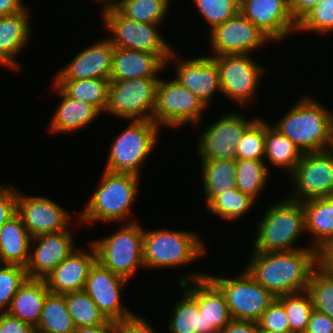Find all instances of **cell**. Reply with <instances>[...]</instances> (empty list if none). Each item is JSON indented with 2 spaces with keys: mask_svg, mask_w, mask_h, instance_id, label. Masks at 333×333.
Here are the masks:
<instances>
[{
  "mask_svg": "<svg viewBox=\"0 0 333 333\" xmlns=\"http://www.w3.org/2000/svg\"><path fill=\"white\" fill-rule=\"evenodd\" d=\"M244 269L274 297L307 290L317 267V250L311 246L280 252L253 251Z\"/></svg>",
  "mask_w": 333,
  "mask_h": 333,
  "instance_id": "1",
  "label": "cell"
},
{
  "mask_svg": "<svg viewBox=\"0 0 333 333\" xmlns=\"http://www.w3.org/2000/svg\"><path fill=\"white\" fill-rule=\"evenodd\" d=\"M273 126L302 153L321 152L331 146L333 113L316 99L303 96Z\"/></svg>",
  "mask_w": 333,
  "mask_h": 333,
  "instance_id": "2",
  "label": "cell"
},
{
  "mask_svg": "<svg viewBox=\"0 0 333 333\" xmlns=\"http://www.w3.org/2000/svg\"><path fill=\"white\" fill-rule=\"evenodd\" d=\"M100 183L76 219L80 223L124 221L130 214L137 196L140 177L130 173L104 170Z\"/></svg>",
  "mask_w": 333,
  "mask_h": 333,
  "instance_id": "3",
  "label": "cell"
},
{
  "mask_svg": "<svg viewBox=\"0 0 333 333\" xmlns=\"http://www.w3.org/2000/svg\"><path fill=\"white\" fill-rule=\"evenodd\" d=\"M253 251L280 252L298 248V240L305 233V212L301 202L284 198L269 206L257 223ZM296 246V247H294Z\"/></svg>",
  "mask_w": 333,
  "mask_h": 333,
  "instance_id": "4",
  "label": "cell"
},
{
  "mask_svg": "<svg viewBox=\"0 0 333 333\" xmlns=\"http://www.w3.org/2000/svg\"><path fill=\"white\" fill-rule=\"evenodd\" d=\"M194 232L144 230V268L161 269L188 265L206 252L205 243Z\"/></svg>",
  "mask_w": 333,
  "mask_h": 333,
  "instance_id": "5",
  "label": "cell"
},
{
  "mask_svg": "<svg viewBox=\"0 0 333 333\" xmlns=\"http://www.w3.org/2000/svg\"><path fill=\"white\" fill-rule=\"evenodd\" d=\"M160 129L152 120H131L112 141L104 170L141 177L140 168L154 150Z\"/></svg>",
  "mask_w": 333,
  "mask_h": 333,
  "instance_id": "6",
  "label": "cell"
},
{
  "mask_svg": "<svg viewBox=\"0 0 333 333\" xmlns=\"http://www.w3.org/2000/svg\"><path fill=\"white\" fill-rule=\"evenodd\" d=\"M143 236L144 228L135 219L104 239L91 241L97 261L126 280L131 279L138 268L144 267Z\"/></svg>",
  "mask_w": 333,
  "mask_h": 333,
  "instance_id": "7",
  "label": "cell"
},
{
  "mask_svg": "<svg viewBox=\"0 0 333 333\" xmlns=\"http://www.w3.org/2000/svg\"><path fill=\"white\" fill-rule=\"evenodd\" d=\"M101 18L104 27L112 33L108 39L114 47L156 54L166 66L177 56L172 45L160 35V25L128 19L117 9L105 12Z\"/></svg>",
  "mask_w": 333,
  "mask_h": 333,
  "instance_id": "8",
  "label": "cell"
},
{
  "mask_svg": "<svg viewBox=\"0 0 333 333\" xmlns=\"http://www.w3.org/2000/svg\"><path fill=\"white\" fill-rule=\"evenodd\" d=\"M240 273L234 278L206 276L224 295L232 319L257 322L276 297L246 269Z\"/></svg>",
  "mask_w": 333,
  "mask_h": 333,
  "instance_id": "9",
  "label": "cell"
},
{
  "mask_svg": "<svg viewBox=\"0 0 333 333\" xmlns=\"http://www.w3.org/2000/svg\"><path fill=\"white\" fill-rule=\"evenodd\" d=\"M160 78H138L110 81L105 113L129 121L152 120Z\"/></svg>",
  "mask_w": 333,
  "mask_h": 333,
  "instance_id": "10",
  "label": "cell"
},
{
  "mask_svg": "<svg viewBox=\"0 0 333 333\" xmlns=\"http://www.w3.org/2000/svg\"><path fill=\"white\" fill-rule=\"evenodd\" d=\"M216 62L221 84V94L240 106L257 102L256 92L265 67L259 65L251 54L210 56ZM255 95V96H254Z\"/></svg>",
  "mask_w": 333,
  "mask_h": 333,
  "instance_id": "11",
  "label": "cell"
},
{
  "mask_svg": "<svg viewBox=\"0 0 333 333\" xmlns=\"http://www.w3.org/2000/svg\"><path fill=\"white\" fill-rule=\"evenodd\" d=\"M206 111L205 105L176 79H159L153 121L171 128L188 123L198 126Z\"/></svg>",
  "mask_w": 333,
  "mask_h": 333,
  "instance_id": "12",
  "label": "cell"
},
{
  "mask_svg": "<svg viewBox=\"0 0 333 333\" xmlns=\"http://www.w3.org/2000/svg\"><path fill=\"white\" fill-rule=\"evenodd\" d=\"M290 179L295 189V194L288 196L290 200L303 203L333 196V153H303Z\"/></svg>",
  "mask_w": 333,
  "mask_h": 333,
  "instance_id": "13",
  "label": "cell"
},
{
  "mask_svg": "<svg viewBox=\"0 0 333 333\" xmlns=\"http://www.w3.org/2000/svg\"><path fill=\"white\" fill-rule=\"evenodd\" d=\"M212 55L251 54L272 40L240 11L209 32Z\"/></svg>",
  "mask_w": 333,
  "mask_h": 333,
  "instance_id": "14",
  "label": "cell"
},
{
  "mask_svg": "<svg viewBox=\"0 0 333 333\" xmlns=\"http://www.w3.org/2000/svg\"><path fill=\"white\" fill-rule=\"evenodd\" d=\"M240 112L224 114L201 133L196 144L201 160H236L237 145L244 130L256 119L247 120Z\"/></svg>",
  "mask_w": 333,
  "mask_h": 333,
  "instance_id": "15",
  "label": "cell"
},
{
  "mask_svg": "<svg viewBox=\"0 0 333 333\" xmlns=\"http://www.w3.org/2000/svg\"><path fill=\"white\" fill-rule=\"evenodd\" d=\"M127 281L96 260L90 267L84 291L106 319L115 322L134 314L121 301V291Z\"/></svg>",
  "mask_w": 333,
  "mask_h": 333,
  "instance_id": "16",
  "label": "cell"
},
{
  "mask_svg": "<svg viewBox=\"0 0 333 333\" xmlns=\"http://www.w3.org/2000/svg\"><path fill=\"white\" fill-rule=\"evenodd\" d=\"M17 214L33 238L69 229L72 215L57 202L44 196H26L18 190Z\"/></svg>",
  "mask_w": 333,
  "mask_h": 333,
  "instance_id": "17",
  "label": "cell"
},
{
  "mask_svg": "<svg viewBox=\"0 0 333 333\" xmlns=\"http://www.w3.org/2000/svg\"><path fill=\"white\" fill-rule=\"evenodd\" d=\"M206 275L196 272L189 276L190 280L179 278L177 284L198 303L199 311L204 314L206 333H218L232 317L224 295Z\"/></svg>",
  "mask_w": 333,
  "mask_h": 333,
  "instance_id": "18",
  "label": "cell"
},
{
  "mask_svg": "<svg viewBox=\"0 0 333 333\" xmlns=\"http://www.w3.org/2000/svg\"><path fill=\"white\" fill-rule=\"evenodd\" d=\"M239 11L274 42L297 30L288 0H240Z\"/></svg>",
  "mask_w": 333,
  "mask_h": 333,
  "instance_id": "19",
  "label": "cell"
},
{
  "mask_svg": "<svg viewBox=\"0 0 333 333\" xmlns=\"http://www.w3.org/2000/svg\"><path fill=\"white\" fill-rule=\"evenodd\" d=\"M72 234L68 229L33 237L30 242L29 260L25 266L28 278L45 280L75 249ZM33 242L37 243L35 250L31 249Z\"/></svg>",
  "mask_w": 333,
  "mask_h": 333,
  "instance_id": "20",
  "label": "cell"
},
{
  "mask_svg": "<svg viewBox=\"0 0 333 333\" xmlns=\"http://www.w3.org/2000/svg\"><path fill=\"white\" fill-rule=\"evenodd\" d=\"M114 46L107 38L88 46L57 72L54 80L109 79Z\"/></svg>",
  "mask_w": 333,
  "mask_h": 333,
  "instance_id": "21",
  "label": "cell"
},
{
  "mask_svg": "<svg viewBox=\"0 0 333 333\" xmlns=\"http://www.w3.org/2000/svg\"><path fill=\"white\" fill-rule=\"evenodd\" d=\"M174 78L208 108L216 91L221 92L219 72L212 57L200 56L175 62Z\"/></svg>",
  "mask_w": 333,
  "mask_h": 333,
  "instance_id": "22",
  "label": "cell"
},
{
  "mask_svg": "<svg viewBox=\"0 0 333 333\" xmlns=\"http://www.w3.org/2000/svg\"><path fill=\"white\" fill-rule=\"evenodd\" d=\"M89 244L90 252L75 248L45 278L50 293L63 295L84 290L90 267L97 260L95 246L92 242Z\"/></svg>",
  "mask_w": 333,
  "mask_h": 333,
  "instance_id": "23",
  "label": "cell"
},
{
  "mask_svg": "<svg viewBox=\"0 0 333 333\" xmlns=\"http://www.w3.org/2000/svg\"><path fill=\"white\" fill-rule=\"evenodd\" d=\"M28 7L12 15L0 17V66L18 72L17 56L30 41L31 25Z\"/></svg>",
  "mask_w": 333,
  "mask_h": 333,
  "instance_id": "24",
  "label": "cell"
},
{
  "mask_svg": "<svg viewBox=\"0 0 333 333\" xmlns=\"http://www.w3.org/2000/svg\"><path fill=\"white\" fill-rule=\"evenodd\" d=\"M165 67L166 64L156 54L114 47L109 80L160 78L157 74Z\"/></svg>",
  "mask_w": 333,
  "mask_h": 333,
  "instance_id": "25",
  "label": "cell"
},
{
  "mask_svg": "<svg viewBox=\"0 0 333 333\" xmlns=\"http://www.w3.org/2000/svg\"><path fill=\"white\" fill-rule=\"evenodd\" d=\"M52 86L62 100L50 120L49 131L51 133L79 131L91 124L102 113L93 105L67 97L54 83Z\"/></svg>",
  "mask_w": 333,
  "mask_h": 333,
  "instance_id": "26",
  "label": "cell"
},
{
  "mask_svg": "<svg viewBox=\"0 0 333 333\" xmlns=\"http://www.w3.org/2000/svg\"><path fill=\"white\" fill-rule=\"evenodd\" d=\"M49 293L44 279L27 278L13 297L7 312L35 328L40 321L44 302Z\"/></svg>",
  "mask_w": 333,
  "mask_h": 333,
  "instance_id": "27",
  "label": "cell"
},
{
  "mask_svg": "<svg viewBox=\"0 0 333 333\" xmlns=\"http://www.w3.org/2000/svg\"><path fill=\"white\" fill-rule=\"evenodd\" d=\"M305 212V233L313 237L315 250L333 239V196L308 200L302 203Z\"/></svg>",
  "mask_w": 333,
  "mask_h": 333,
  "instance_id": "28",
  "label": "cell"
},
{
  "mask_svg": "<svg viewBox=\"0 0 333 333\" xmlns=\"http://www.w3.org/2000/svg\"><path fill=\"white\" fill-rule=\"evenodd\" d=\"M32 237L16 213L0 228V249L6 264L25 267L29 260Z\"/></svg>",
  "mask_w": 333,
  "mask_h": 333,
  "instance_id": "29",
  "label": "cell"
},
{
  "mask_svg": "<svg viewBox=\"0 0 333 333\" xmlns=\"http://www.w3.org/2000/svg\"><path fill=\"white\" fill-rule=\"evenodd\" d=\"M202 187L206 205L218 195L236 187V160H201Z\"/></svg>",
  "mask_w": 333,
  "mask_h": 333,
  "instance_id": "30",
  "label": "cell"
},
{
  "mask_svg": "<svg viewBox=\"0 0 333 333\" xmlns=\"http://www.w3.org/2000/svg\"><path fill=\"white\" fill-rule=\"evenodd\" d=\"M303 153L273 125L265 121V158L274 167L285 169L290 175L301 160ZM287 171V172H286Z\"/></svg>",
  "mask_w": 333,
  "mask_h": 333,
  "instance_id": "31",
  "label": "cell"
},
{
  "mask_svg": "<svg viewBox=\"0 0 333 333\" xmlns=\"http://www.w3.org/2000/svg\"><path fill=\"white\" fill-rule=\"evenodd\" d=\"M69 98L83 101L105 112L108 103L109 79L54 80Z\"/></svg>",
  "mask_w": 333,
  "mask_h": 333,
  "instance_id": "32",
  "label": "cell"
},
{
  "mask_svg": "<svg viewBox=\"0 0 333 333\" xmlns=\"http://www.w3.org/2000/svg\"><path fill=\"white\" fill-rule=\"evenodd\" d=\"M35 329L44 333H74L76 326L67 310L65 296L49 293Z\"/></svg>",
  "mask_w": 333,
  "mask_h": 333,
  "instance_id": "33",
  "label": "cell"
},
{
  "mask_svg": "<svg viewBox=\"0 0 333 333\" xmlns=\"http://www.w3.org/2000/svg\"><path fill=\"white\" fill-rule=\"evenodd\" d=\"M184 296L175 305L168 325L170 333H206L203 312L198 303L183 290Z\"/></svg>",
  "mask_w": 333,
  "mask_h": 333,
  "instance_id": "34",
  "label": "cell"
},
{
  "mask_svg": "<svg viewBox=\"0 0 333 333\" xmlns=\"http://www.w3.org/2000/svg\"><path fill=\"white\" fill-rule=\"evenodd\" d=\"M269 169L264 160L236 159V188L257 201L269 179Z\"/></svg>",
  "mask_w": 333,
  "mask_h": 333,
  "instance_id": "35",
  "label": "cell"
},
{
  "mask_svg": "<svg viewBox=\"0 0 333 333\" xmlns=\"http://www.w3.org/2000/svg\"><path fill=\"white\" fill-rule=\"evenodd\" d=\"M67 310L71 315L76 328L96 325H113L99 311L96 303L84 291H75L63 294Z\"/></svg>",
  "mask_w": 333,
  "mask_h": 333,
  "instance_id": "36",
  "label": "cell"
},
{
  "mask_svg": "<svg viewBox=\"0 0 333 333\" xmlns=\"http://www.w3.org/2000/svg\"><path fill=\"white\" fill-rule=\"evenodd\" d=\"M255 202L253 198L234 187L212 199L205 207L211 215L213 213L227 221H234L247 214Z\"/></svg>",
  "mask_w": 333,
  "mask_h": 333,
  "instance_id": "37",
  "label": "cell"
},
{
  "mask_svg": "<svg viewBox=\"0 0 333 333\" xmlns=\"http://www.w3.org/2000/svg\"><path fill=\"white\" fill-rule=\"evenodd\" d=\"M170 4L171 0H122L117 10L128 19L160 25Z\"/></svg>",
  "mask_w": 333,
  "mask_h": 333,
  "instance_id": "38",
  "label": "cell"
},
{
  "mask_svg": "<svg viewBox=\"0 0 333 333\" xmlns=\"http://www.w3.org/2000/svg\"><path fill=\"white\" fill-rule=\"evenodd\" d=\"M287 314L291 333H304L313 312V303L307 291L282 295L276 298Z\"/></svg>",
  "mask_w": 333,
  "mask_h": 333,
  "instance_id": "39",
  "label": "cell"
},
{
  "mask_svg": "<svg viewBox=\"0 0 333 333\" xmlns=\"http://www.w3.org/2000/svg\"><path fill=\"white\" fill-rule=\"evenodd\" d=\"M306 291L311 297L313 308L333 319V277L317 266Z\"/></svg>",
  "mask_w": 333,
  "mask_h": 333,
  "instance_id": "40",
  "label": "cell"
},
{
  "mask_svg": "<svg viewBox=\"0 0 333 333\" xmlns=\"http://www.w3.org/2000/svg\"><path fill=\"white\" fill-rule=\"evenodd\" d=\"M236 159L264 160L265 121L256 118L243 132L237 145Z\"/></svg>",
  "mask_w": 333,
  "mask_h": 333,
  "instance_id": "41",
  "label": "cell"
},
{
  "mask_svg": "<svg viewBox=\"0 0 333 333\" xmlns=\"http://www.w3.org/2000/svg\"><path fill=\"white\" fill-rule=\"evenodd\" d=\"M323 35L333 31V0H322L310 9L298 22L297 30ZM333 33V32H332Z\"/></svg>",
  "mask_w": 333,
  "mask_h": 333,
  "instance_id": "42",
  "label": "cell"
},
{
  "mask_svg": "<svg viewBox=\"0 0 333 333\" xmlns=\"http://www.w3.org/2000/svg\"><path fill=\"white\" fill-rule=\"evenodd\" d=\"M28 278L26 269L15 264L0 266V312H7L20 286Z\"/></svg>",
  "mask_w": 333,
  "mask_h": 333,
  "instance_id": "43",
  "label": "cell"
},
{
  "mask_svg": "<svg viewBox=\"0 0 333 333\" xmlns=\"http://www.w3.org/2000/svg\"><path fill=\"white\" fill-rule=\"evenodd\" d=\"M212 30L239 12L240 0H193Z\"/></svg>",
  "mask_w": 333,
  "mask_h": 333,
  "instance_id": "44",
  "label": "cell"
},
{
  "mask_svg": "<svg viewBox=\"0 0 333 333\" xmlns=\"http://www.w3.org/2000/svg\"><path fill=\"white\" fill-rule=\"evenodd\" d=\"M260 329L290 331L284 306L275 298L257 321Z\"/></svg>",
  "mask_w": 333,
  "mask_h": 333,
  "instance_id": "45",
  "label": "cell"
},
{
  "mask_svg": "<svg viewBox=\"0 0 333 333\" xmlns=\"http://www.w3.org/2000/svg\"><path fill=\"white\" fill-rule=\"evenodd\" d=\"M18 189L8 183L0 185V228L17 213Z\"/></svg>",
  "mask_w": 333,
  "mask_h": 333,
  "instance_id": "46",
  "label": "cell"
},
{
  "mask_svg": "<svg viewBox=\"0 0 333 333\" xmlns=\"http://www.w3.org/2000/svg\"><path fill=\"white\" fill-rule=\"evenodd\" d=\"M150 325L144 317L141 318L134 313L125 319L115 321L113 331L114 333H157L156 329Z\"/></svg>",
  "mask_w": 333,
  "mask_h": 333,
  "instance_id": "47",
  "label": "cell"
},
{
  "mask_svg": "<svg viewBox=\"0 0 333 333\" xmlns=\"http://www.w3.org/2000/svg\"><path fill=\"white\" fill-rule=\"evenodd\" d=\"M35 328L11 316L8 312H0V333H32Z\"/></svg>",
  "mask_w": 333,
  "mask_h": 333,
  "instance_id": "48",
  "label": "cell"
},
{
  "mask_svg": "<svg viewBox=\"0 0 333 333\" xmlns=\"http://www.w3.org/2000/svg\"><path fill=\"white\" fill-rule=\"evenodd\" d=\"M304 333H333V319L313 309Z\"/></svg>",
  "mask_w": 333,
  "mask_h": 333,
  "instance_id": "49",
  "label": "cell"
},
{
  "mask_svg": "<svg viewBox=\"0 0 333 333\" xmlns=\"http://www.w3.org/2000/svg\"><path fill=\"white\" fill-rule=\"evenodd\" d=\"M317 266L333 277V239L317 250Z\"/></svg>",
  "mask_w": 333,
  "mask_h": 333,
  "instance_id": "50",
  "label": "cell"
},
{
  "mask_svg": "<svg viewBox=\"0 0 333 333\" xmlns=\"http://www.w3.org/2000/svg\"><path fill=\"white\" fill-rule=\"evenodd\" d=\"M218 333H258V324L254 321L232 319Z\"/></svg>",
  "mask_w": 333,
  "mask_h": 333,
  "instance_id": "51",
  "label": "cell"
},
{
  "mask_svg": "<svg viewBox=\"0 0 333 333\" xmlns=\"http://www.w3.org/2000/svg\"><path fill=\"white\" fill-rule=\"evenodd\" d=\"M322 0H288L292 17L298 22L310 9Z\"/></svg>",
  "mask_w": 333,
  "mask_h": 333,
  "instance_id": "52",
  "label": "cell"
},
{
  "mask_svg": "<svg viewBox=\"0 0 333 333\" xmlns=\"http://www.w3.org/2000/svg\"><path fill=\"white\" fill-rule=\"evenodd\" d=\"M25 8L22 0H0V17L15 14Z\"/></svg>",
  "mask_w": 333,
  "mask_h": 333,
  "instance_id": "53",
  "label": "cell"
},
{
  "mask_svg": "<svg viewBox=\"0 0 333 333\" xmlns=\"http://www.w3.org/2000/svg\"><path fill=\"white\" fill-rule=\"evenodd\" d=\"M74 333H114L113 325H96L76 328Z\"/></svg>",
  "mask_w": 333,
  "mask_h": 333,
  "instance_id": "54",
  "label": "cell"
},
{
  "mask_svg": "<svg viewBox=\"0 0 333 333\" xmlns=\"http://www.w3.org/2000/svg\"><path fill=\"white\" fill-rule=\"evenodd\" d=\"M96 1H98V2H101V1L104 2L103 3L104 7L102 9L103 11H101L102 14H104L107 11L117 9L120 6L122 0H96Z\"/></svg>",
  "mask_w": 333,
  "mask_h": 333,
  "instance_id": "55",
  "label": "cell"
},
{
  "mask_svg": "<svg viewBox=\"0 0 333 333\" xmlns=\"http://www.w3.org/2000/svg\"><path fill=\"white\" fill-rule=\"evenodd\" d=\"M258 333H291V332L290 331H274V330L260 329L258 327Z\"/></svg>",
  "mask_w": 333,
  "mask_h": 333,
  "instance_id": "56",
  "label": "cell"
},
{
  "mask_svg": "<svg viewBox=\"0 0 333 333\" xmlns=\"http://www.w3.org/2000/svg\"><path fill=\"white\" fill-rule=\"evenodd\" d=\"M5 264L6 263L4 262V259H3L2 253H1V249H0V266H3Z\"/></svg>",
  "mask_w": 333,
  "mask_h": 333,
  "instance_id": "57",
  "label": "cell"
},
{
  "mask_svg": "<svg viewBox=\"0 0 333 333\" xmlns=\"http://www.w3.org/2000/svg\"><path fill=\"white\" fill-rule=\"evenodd\" d=\"M329 150L333 153V128H332L331 146Z\"/></svg>",
  "mask_w": 333,
  "mask_h": 333,
  "instance_id": "58",
  "label": "cell"
},
{
  "mask_svg": "<svg viewBox=\"0 0 333 333\" xmlns=\"http://www.w3.org/2000/svg\"><path fill=\"white\" fill-rule=\"evenodd\" d=\"M32 333H44V332L34 329Z\"/></svg>",
  "mask_w": 333,
  "mask_h": 333,
  "instance_id": "59",
  "label": "cell"
}]
</instances>
